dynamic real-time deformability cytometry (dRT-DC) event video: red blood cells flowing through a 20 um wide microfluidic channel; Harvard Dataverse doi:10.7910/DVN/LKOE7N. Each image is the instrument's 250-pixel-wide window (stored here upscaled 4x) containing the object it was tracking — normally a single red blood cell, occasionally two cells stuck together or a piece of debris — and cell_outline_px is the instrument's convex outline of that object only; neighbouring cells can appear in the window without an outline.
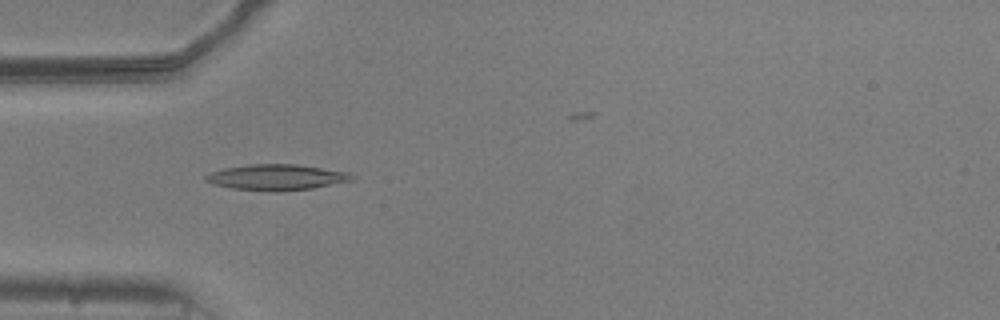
{"species": "common noctule bat (a hibernating species)", "species_latin": "Nyctalus noctula", "temperature_condition": "warm", "stored_images_in_passage": 47, "camera_frame_rate_fps": 3000, "um_per_image_px": 0.085, "animal": {"sex": "male", "body_mass_g": 20.5, "forearm_length_mm": 52.5}, "frame": {"image": 1, "passage_image": 16, "time_ms": 5.0, "image_size_px": [1000, 320], "cell_outline_px": [[356, 176], [352, 180], [312, 188], [280, 192], [276, 192], [232, 188], [212, 184], [204, 180], [204, 176], [212, 172], [224, 168], [248, 164], [296, 164], [348, 172]], "centroid_in_image_um": [23.49, 15.07], "position_along_channel_um": 61.5, "area_um2": 21.96}}
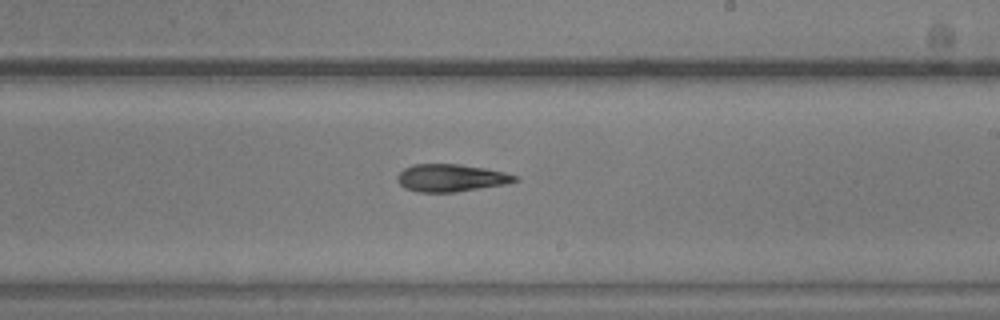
{"frame": {"image": 2, "passage_image": 31, "time_ms": 10.0, "image_size_px": [1000, 320], "cell_outline_px": [[520, 180], [508, 184], [456, 192], [420, 192], [404, 188], [396, 180], [396, 176], [404, 168], [412, 164], [460, 164], [484, 168], [504, 172], [520, 176]], "centroid_in_image_um": [38.36, 15.12], "position_along_channel_um": 250.6, "area_um2": 19.07}}
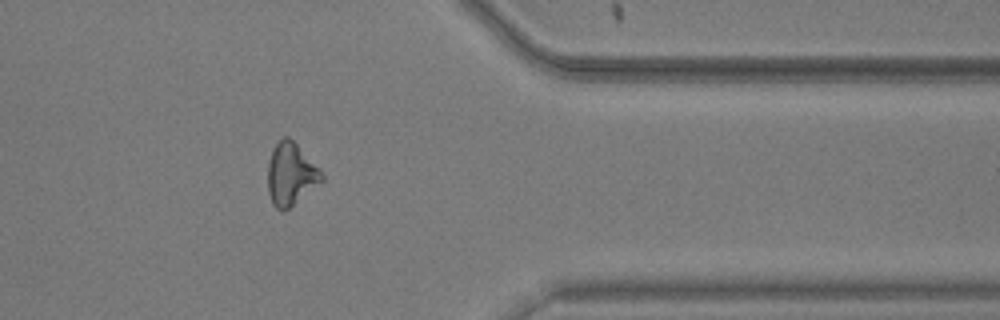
{"frame": {"image": 3, "passage_image": 43, "time_ms": 14.0, "image_size_px": [1000, 320], "cell_outline_px": [[324, 180], [284, 212], [276, 208], [272, 204], [268, 192], [268, 164], [272, 152], [276, 144], [284, 136], [288, 136], [320, 168], [324, 176]], "centroid_in_image_um": [24.73, 14.83], "position_along_channel_um": 386.7, "area_um2": 19.48}, "authors_computed_cell_mechanics": {"area_um2": 19.7098, "velocity_mm_per_s": 3.7895, "shape_relaxation_time_tau1_ms": 3.8896, "shape_relaxation_time_tau2_ms": null, "deformation_change_tau1": 0.124, "deformation_change_tau2": null}}